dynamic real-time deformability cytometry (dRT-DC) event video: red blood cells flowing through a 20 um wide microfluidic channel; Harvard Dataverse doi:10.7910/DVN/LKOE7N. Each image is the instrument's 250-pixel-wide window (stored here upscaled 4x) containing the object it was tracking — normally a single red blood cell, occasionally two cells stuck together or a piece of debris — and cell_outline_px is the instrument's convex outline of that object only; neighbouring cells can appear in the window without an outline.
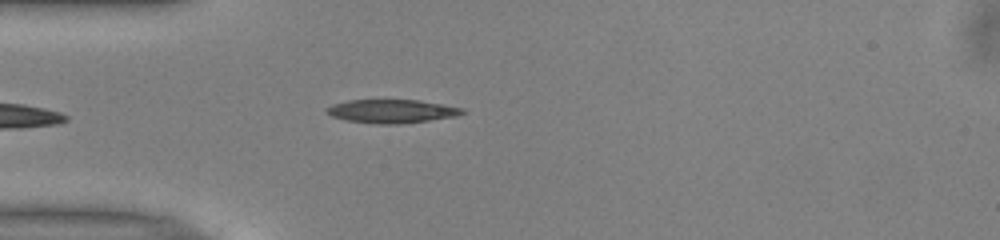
{"species": "common noctule bat (a hibernating species)", "species_latin": "Nyctalus noctula", "temperature_condition": "warm", "stored_images_in_passage": 34, "camera_frame_rate_fps": 3000, "um_per_image_px": 0.085, "animal": {"sex": "male", "body_mass_g": 13.0, "forearm_length_mm": 53.1}, "frame": {"image": 1, "passage_image": 1, "time_ms": 0.0, "image_size_px": [1000, 240], "cell_outline_px": [[464, 112], [456, 116], [428, 120], [396, 124], [376, 124], [344, 120], [332, 116], [324, 112], [324, 108], [332, 104], [348, 100], [420, 100], [464, 108]], "centroid_in_image_um": [33.23, 9.45], "position_along_channel_um": 51.8, "area_um2": 18.61}}
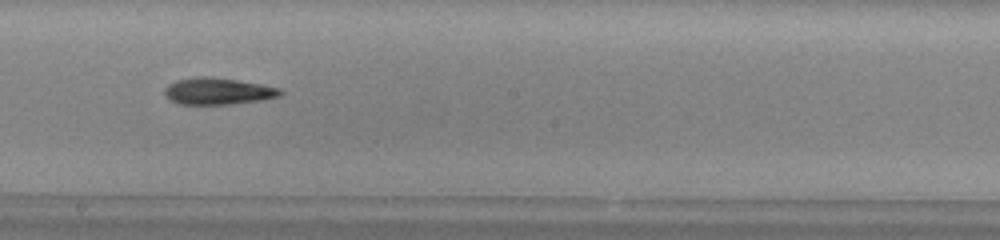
{"frame": {"image": 2, "passage_image": 15, "time_ms": 4.667, "image_size_px": [1000, 240], "cell_outline_px": [[284, 92], [280, 96], [260, 100], [232, 104], [180, 104], [164, 96], [164, 88], [168, 84], [176, 80], [196, 76], [204, 76], [236, 80], [260, 84], [280, 88]], "centroid_in_image_um": [18.5, 7.75], "position_along_channel_um": 229.7, "area_um2": 17.98}, "authors_computed_cell_mechanics": {"area_um2": 18.0625, "velocity_mm_per_s": 3.9926, "shape_relaxation_time_tau1_ms": 7.4687, "shape_relaxation_time_tau2_ms": null, "deformation_change_tau1": 0.1795, "deformation_change_tau2": null}}